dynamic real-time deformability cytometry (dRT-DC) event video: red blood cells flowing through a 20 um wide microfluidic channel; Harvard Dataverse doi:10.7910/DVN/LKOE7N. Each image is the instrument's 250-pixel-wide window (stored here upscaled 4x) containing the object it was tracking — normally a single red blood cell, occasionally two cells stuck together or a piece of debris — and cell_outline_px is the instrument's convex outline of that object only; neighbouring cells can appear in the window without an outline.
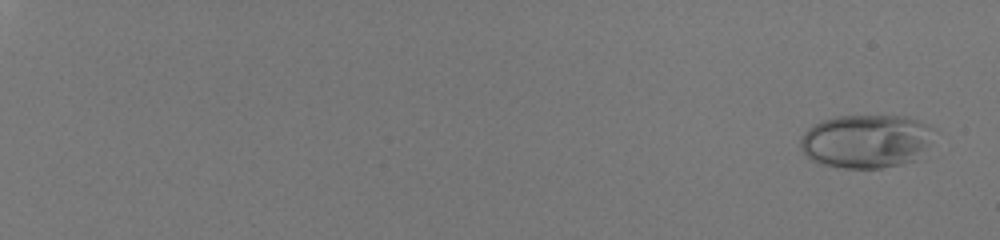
{"species": "human", "species_latin": "Homo sapiens", "temperature_condition": "room temperature", "stored_images_in_passage": 57, "camera_frame_rate_fps": 3000, "um_per_image_px": 0.085, "donor": {"sex": "male"}, "frame": {"image": 1, "passage_image": 3, "time_ms": 0.667, "image_size_px": [1000, 240], "cell_outline_px": [[936, 128], [928, 144], [916, 160], [900, 164], [880, 168], [844, 168], [820, 164], [812, 160], [800, 148], [800, 140], [804, 132], [812, 124], [836, 116], [908, 116], [928, 124]], "centroid_in_image_um": [73.62, 11.99], "position_along_channel_um": 11.4, "area_um2": 41.85}}
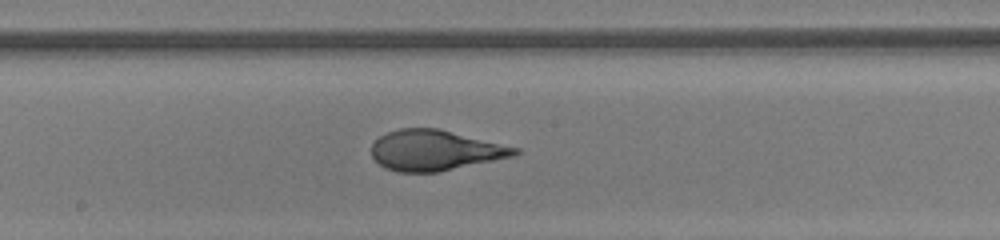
{"frame": {"image": 2, "passage_image": 37, "time_ms": 12.0, "image_size_px": [1000, 240], "cell_outline_px": [[520, 152], [516, 156], [440, 172], [396, 172], [384, 168], [372, 156], [372, 144], [380, 136], [388, 132], [400, 128], [440, 128], [520, 148]], "centroid_in_image_um": [37.02, 12.78], "position_along_channel_um": 211.2, "area_um2": 34.1}}
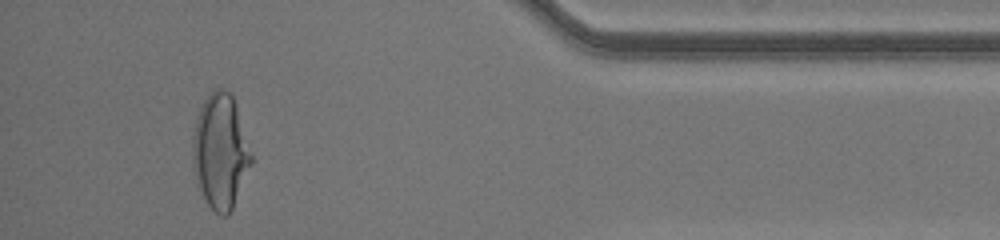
{"frame": {"image": 3, "passage_image": 54, "time_ms": 17.667, "image_size_px": [1000, 240], "cell_outline_px": [[252, 164], [232, 208], [228, 216], [220, 216], [208, 204], [200, 188], [196, 176], [192, 156], [192, 140], [196, 120], [200, 108], [204, 100], [216, 88], [224, 88], [232, 96], [252, 156]], "centroid_in_image_um": [18.73, 12.88], "position_along_channel_um": 416.5, "area_um2": 38.26}, "authors_computed_cell_mechanics": {"area_um2": 35.4314, "velocity_mm_per_s": 4.1281, "shape_relaxation_time_tau1_ms": 6.1061, "shape_relaxation_time_tau2_ms": null, "deformation_change_tau1": 0.2671, "deformation_change_tau2": null}}